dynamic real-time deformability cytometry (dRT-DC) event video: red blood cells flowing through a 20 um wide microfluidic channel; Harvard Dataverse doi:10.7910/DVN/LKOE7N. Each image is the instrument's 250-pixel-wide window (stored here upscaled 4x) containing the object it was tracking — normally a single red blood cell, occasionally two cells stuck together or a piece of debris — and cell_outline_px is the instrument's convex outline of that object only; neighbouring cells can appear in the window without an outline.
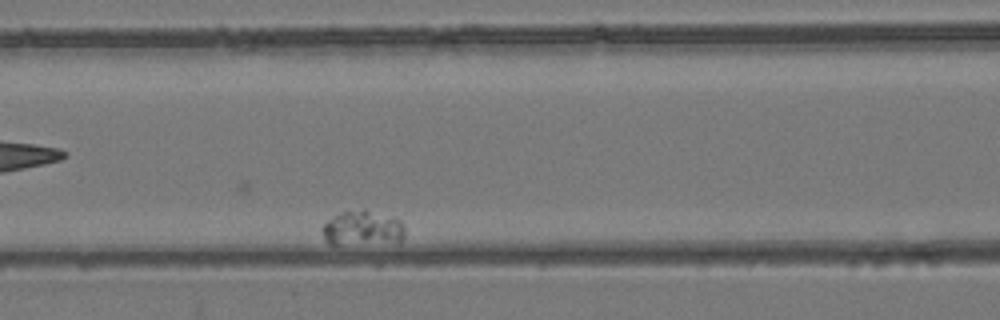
{"species": "common noctule bat (a hibernating species)", "species_latin": "Nyctalus noctula", "temperature_condition": "room temperature", "stored_images_in_passage": 8, "camera_frame_rate_fps": 3000, "um_per_image_px": 0.085, "animal": {"sex": "female", "body_mass_g": 24.6, "forearm_length_mm": 56.2}, "frame": {"image": 1, "passage_image": 5, "time_ms": 5.667, "image_size_px": [1000, 320], "cell_outline_px": [[404, 240], [340, 244], [328, 244], [320, 228], [332, 216], [340, 212], [364, 208], [368, 208], [396, 216], [404, 224]], "centroid_in_image_um": [30.83, 19.33], "position_along_channel_um": 135.8, "area_um2": 17.05}}
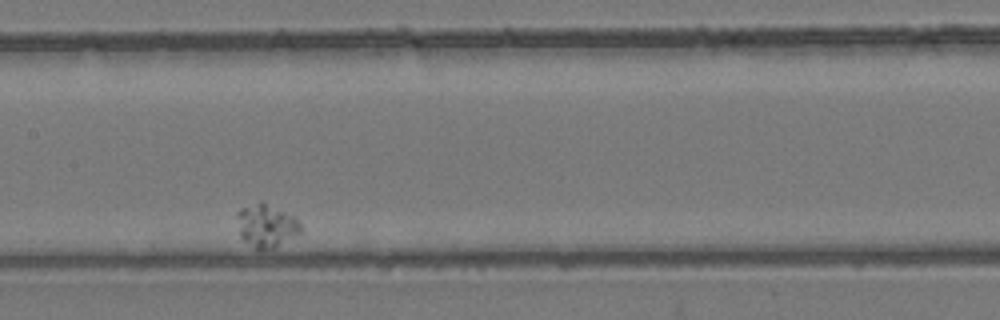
{"frame": {"image": 2, "passage_image": 7, "time_ms": 7.667, "image_size_px": [1000, 320], "cell_outline_px": [[300, 232], [272, 248], [256, 248], [244, 240], [240, 236], [236, 216], [236, 212], [240, 208], [260, 200], [292, 216], [300, 224]], "centroid_in_image_um": [22.56, 19.14], "position_along_channel_um": 184.8, "area_um2": 15.43}}